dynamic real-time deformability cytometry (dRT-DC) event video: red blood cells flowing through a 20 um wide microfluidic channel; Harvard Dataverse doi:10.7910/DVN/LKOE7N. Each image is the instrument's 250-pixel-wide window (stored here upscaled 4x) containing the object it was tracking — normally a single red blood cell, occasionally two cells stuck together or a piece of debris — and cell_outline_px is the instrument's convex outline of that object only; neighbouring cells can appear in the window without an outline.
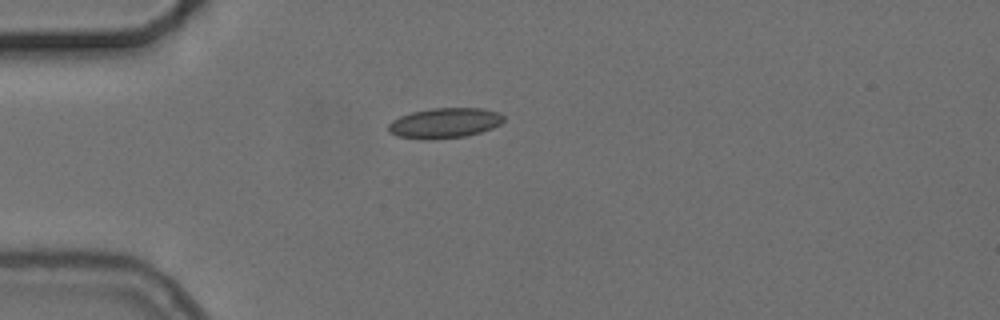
{"species": "common noctule bat (a hibernating species)", "species_latin": "Nyctalus noctula", "temperature_condition": "cold", "stored_images_in_passage": 30, "camera_frame_rate_fps": 3000, "um_per_image_px": 0.085, "animal": {"sex": "female", "body_mass_g": 24.6, "forearm_length_mm": 56.2}, "frame": {"image": 1, "passage_image": 1, "time_ms": 0.0, "image_size_px": [1000, 320], "cell_outline_px": [[504, 120], [500, 124], [492, 128], [480, 132], [464, 136], [432, 140], [420, 140], [396, 136], [388, 132], [388, 124], [392, 120], [400, 116], [412, 112], [432, 108], [484, 108], [500, 112], [504, 116]], "centroid_in_image_um": [37.77, 10.46], "position_along_channel_um": 47.2, "area_um2": 20.58}}
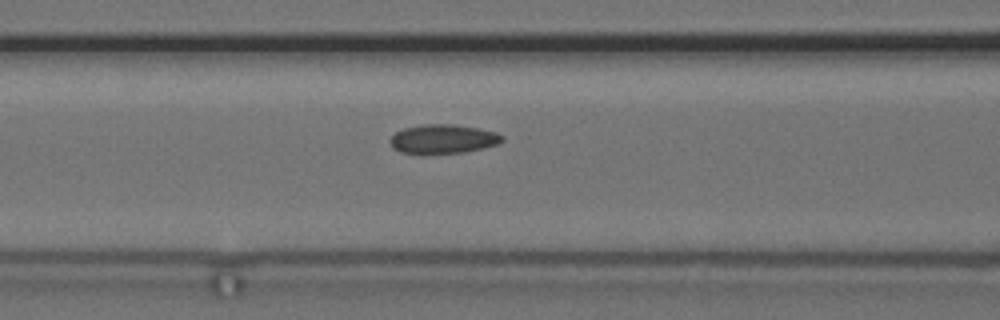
{"frame": {"image": 2, "passage_image": 9, "time_ms": 2.667, "image_size_px": [1000, 320], "cell_outline_px": [[504, 140], [500, 144], [464, 152], [424, 156], [420, 156], [400, 152], [392, 148], [388, 140], [396, 132], [404, 128], [420, 124], [452, 124], [480, 128], [496, 132], [504, 136]], "centroid_in_image_um": [37.62, 11.85], "position_along_channel_um": 129.0, "area_um2": 19.83}}
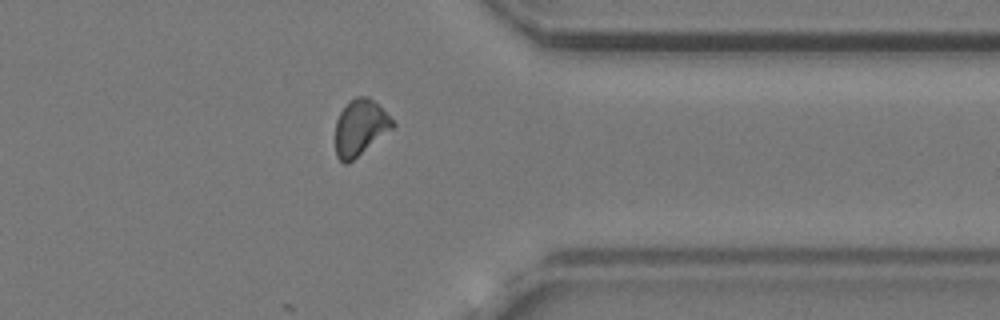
{"frame": {"image": 3, "passage_image": 30, "time_ms": 9.667, "image_size_px": [1000, 320], "cell_outline_px": [[396, 124], [392, 128], [348, 164], [344, 164], [336, 156], [336, 120], [340, 112], [348, 100], [356, 96], [368, 96]], "centroid_in_image_um": [30.57, 10.84], "position_along_channel_um": 380.8, "area_um2": 18.32}, "authors_computed_cell_mechanics": {"area_um2": 18.9584, "velocity_mm_per_s": 3.7082, "shape_relaxation_time_tau1_ms": 2.348, "shape_relaxation_time_tau2_ms": 1.8646, "deformation_change_tau1": 0.0527, "deformation_change_tau2": 0.0694}}